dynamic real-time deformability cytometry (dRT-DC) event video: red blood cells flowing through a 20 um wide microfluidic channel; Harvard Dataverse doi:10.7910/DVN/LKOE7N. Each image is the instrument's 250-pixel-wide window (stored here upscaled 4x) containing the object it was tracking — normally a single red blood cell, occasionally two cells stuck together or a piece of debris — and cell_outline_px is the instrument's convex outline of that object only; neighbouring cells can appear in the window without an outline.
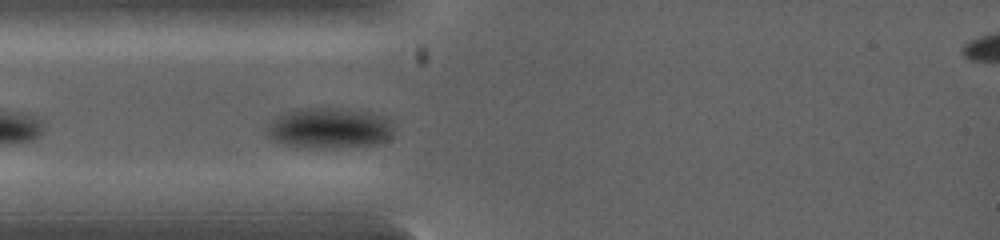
{"species": "common noctule bat (a hibernating species)", "species_latin": "Nyctalus noctula", "temperature_condition": "warm", "stored_images_in_passage": 3, "camera_frame_rate_fps": 5000, "um_per_image_px": 0.085, "animal": {"sex": "female", "body_mass_g": 19.0, "forearm_length_mm": 53.3}, "frame": {"image": 1, "passage_image": 3, "time_ms": 0.8, "image_size_px": [1000, 240], "cell_outline_px": [[392, 136], [388, 140], [380, 144], [336, 148], [296, 148], [272, 140], [264, 132], [268, 124], [280, 112], [292, 108], [348, 108], [372, 112], [384, 116], [392, 120]], "centroid_in_image_um": [27.97, 10.88], "position_along_channel_um": 57.0, "area_um2": 31.27}}